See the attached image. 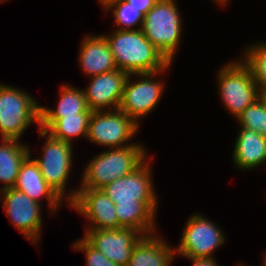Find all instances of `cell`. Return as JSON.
<instances>
[{
	"label": "cell",
	"mask_w": 266,
	"mask_h": 266,
	"mask_svg": "<svg viewBox=\"0 0 266 266\" xmlns=\"http://www.w3.org/2000/svg\"><path fill=\"white\" fill-rule=\"evenodd\" d=\"M70 207L84 215L92 226L85 230L118 229L115 203L101 189H74L66 197Z\"/></svg>",
	"instance_id": "8fae6325"
},
{
	"label": "cell",
	"mask_w": 266,
	"mask_h": 266,
	"mask_svg": "<svg viewBox=\"0 0 266 266\" xmlns=\"http://www.w3.org/2000/svg\"><path fill=\"white\" fill-rule=\"evenodd\" d=\"M175 253L187 258H213L214 250L225 242V235L202 215H192ZM216 248V249H215Z\"/></svg>",
	"instance_id": "9c48e42d"
},
{
	"label": "cell",
	"mask_w": 266,
	"mask_h": 266,
	"mask_svg": "<svg viewBox=\"0 0 266 266\" xmlns=\"http://www.w3.org/2000/svg\"><path fill=\"white\" fill-rule=\"evenodd\" d=\"M81 69L89 76L114 71L117 68L108 41L103 35H88L79 52Z\"/></svg>",
	"instance_id": "2e32d148"
},
{
	"label": "cell",
	"mask_w": 266,
	"mask_h": 266,
	"mask_svg": "<svg viewBox=\"0 0 266 266\" xmlns=\"http://www.w3.org/2000/svg\"><path fill=\"white\" fill-rule=\"evenodd\" d=\"M159 73L129 74L127 76L118 109L125 112L138 124V119L149 114V112L151 113L162 96L164 84L162 81H155L152 77ZM134 75L141 76L144 79L131 82L130 80Z\"/></svg>",
	"instance_id": "30bf717a"
},
{
	"label": "cell",
	"mask_w": 266,
	"mask_h": 266,
	"mask_svg": "<svg viewBox=\"0 0 266 266\" xmlns=\"http://www.w3.org/2000/svg\"><path fill=\"white\" fill-rule=\"evenodd\" d=\"M0 200L12 224L25 238L37 243L40 240L42 217L40 203L14 188L4 189Z\"/></svg>",
	"instance_id": "7c38bea8"
},
{
	"label": "cell",
	"mask_w": 266,
	"mask_h": 266,
	"mask_svg": "<svg viewBox=\"0 0 266 266\" xmlns=\"http://www.w3.org/2000/svg\"><path fill=\"white\" fill-rule=\"evenodd\" d=\"M29 154L20 166L14 189L23 192L32 200L39 202V199L45 198L48 200L49 210L57 211L56 208L61 203V197L50 187L40 172V169L34 159H30Z\"/></svg>",
	"instance_id": "9a60e30c"
},
{
	"label": "cell",
	"mask_w": 266,
	"mask_h": 266,
	"mask_svg": "<svg viewBox=\"0 0 266 266\" xmlns=\"http://www.w3.org/2000/svg\"><path fill=\"white\" fill-rule=\"evenodd\" d=\"M91 113H78L58 119L46 132L53 138L72 143L73 137L81 135L87 138Z\"/></svg>",
	"instance_id": "44dd1931"
},
{
	"label": "cell",
	"mask_w": 266,
	"mask_h": 266,
	"mask_svg": "<svg viewBox=\"0 0 266 266\" xmlns=\"http://www.w3.org/2000/svg\"><path fill=\"white\" fill-rule=\"evenodd\" d=\"M73 249L76 251L81 250L86 253L87 266H119L110 261L103 253L94 248L85 238L76 240L73 245Z\"/></svg>",
	"instance_id": "d4e9b609"
},
{
	"label": "cell",
	"mask_w": 266,
	"mask_h": 266,
	"mask_svg": "<svg viewBox=\"0 0 266 266\" xmlns=\"http://www.w3.org/2000/svg\"><path fill=\"white\" fill-rule=\"evenodd\" d=\"M237 120L240 127L256 131L266 137V102L262 96L249 105Z\"/></svg>",
	"instance_id": "7402d4cb"
},
{
	"label": "cell",
	"mask_w": 266,
	"mask_h": 266,
	"mask_svg": "<svg viewBox=\"0 0 266 266\" xmlns=\"http://www.w3.org/2000/svg\"><path fill=\"white\" fill-rule=\"evenodd\" d=\"M0 144V182H4L1 190L13 188L19 169L25 158L30 154L27 145L19 144L18 139L1 138Z\"/></svg>",
	"instance_id": "ffe728a7"
},
{
	"label": "cell",
	"mask_w": 266,
	"mask_h": 266,
	"mask_svg": "<svg viewBox=\"0 0 266 266\" xmlns=\"http://www.w3.org/2000/svg\"><path fill=\"white\" fill-rule=\"evenodd\" d=\"M193 261V266H218L213 258H187Z\"/></svg>",
	"instance_id": "4316f807"
},
{
	"label": "cell",
	"mask_w": 266,
	"mask_h": 266,
	"mask_svg": "<svg viewBox=\"0 0 266 266\" xmlns=\"http://www.w3.org/2000/svg\"><path fill=\"white\" fill-rule=\"evenodd\" d=\"M138 128L139 124L119 109L92 111L87 140L109 148L130 146L133 143L126 142L135 135Z\"/></svg>",
	"instance_id": "52a82bcc"
},
{
	"label": "cell",
	"mask_w": 266,
	"mask_h": 266,
	"mask_svg": "<svg viewBox=\"0 0 266 266\" xmlns=\"http://www.w3.org/2000/svg\"><path fill=\"white\" fill-rule=\"evenodd\" d=\"M147 163L145 159L133 172L101 189L115 203L118 228L135 229L143 236L155 233L157 211L152 171Z\"/></svg>",
	"instance_id": "6da1fadb"
},
{
	"label": "cell",
	"mask_w": 266,
	"mask_h": 266,
	"mask_svg": "<svg viewBox=\"0 0 266 266\" xmlns=\"http://www.w3.org/2000/svg\"><path fill=\"white\" fill-rule=\"evenodd\" d=\"M261 96L266 102V90L265 91H261Z\"/></svg>",
	"instance_id": "f546056e"
},
{
	"label": "cell",
	"mask_w": 266,
	"mask_h": 266,
	"mask_svg": "<svg viewBox=\"0 0 266 266\" xmlns=\"http://www.w3.org/2000/svg\"><path fill=\"white\" fill-rule=\"evenodd\" d=\"M145 15L159 0H125Z\"/></svg>",
	"instance_id": "484cf974"
},
{
	"label": "cell",
	"mask_w": 266,
	"mask_h": 266,
	"mask_svg": "<svg viewBox=\"0 0 266 266\" xmlns=\"http://www.w3.org/2000/svg\"><path fill=\"white\" fill-rule=\"evenodd\" d=\"M40 124V106L28 93L0 84L1 138L20 139L33 123Z\"/></svg>",
	"instance_id": "8992f818"
},
{
	"label": "cell",
	"mask_w": 266,
	"mask_h": 266,
	"mask_svg": "<svg viewBox=\"0 0 266 266\" xmlns=\"http://www.w3.org/2000/svg\"><path fill=\"white\" fill-rule=\"evenodd\" d=\"M112 8L115 9L114 11H112L114 18L116 19L115 24L119 26V28L117 27V30H136L135 25H138L139 29H141L144 15L133 6H131L128 2H126L125 0L114 2L110 4L105 10L109 11Z\"/></svg>",
	"instance_id": "cb8c5ba5"
},
{
	"label": "cell",
	"mask_w": 266,
	"mask_h": 266,
	"mask_svg": "<svg viewBox=\"0 0 266 266\" xmlns=\"http://www.w3.org/2000/svg\"><path fill=\"white\" fill-rule=\"evenodd\" d=\"M56 110L40 106V124L38 127L47 131L58 119L76 116L78 113H92L87 105L83 90L63 85Z\"/></svg>",
	"instance_id": "e0dca14e"
},
{
	"label": "cell",
	"mask_w": 266,
	"mask_h": 266,
	"mask_svg": "<svg viewBox=\"0 0 266 266\" xmlns=\"http://www.w3.org/2000/svg\"><path fill=\"white\" fill-rule=\"evenodd\" d=\"M120 0H99L100 4L105 7V9L112 3L117 2Z\"/></svg>",
	"instance_id": "83f0119b"
},
{
	"label": "cell",
	"mask_w": 266,
	"mask_h": 266,
	"mask_svg": "<svg viewBox=\"0 0 266 266\" xmlns=\"http://www.w3.org/2000/svg\"><path fill=\"white\" fill-rule=\"evenodd\" d=\"M176 0H159L145 15L141 27L146 38L172 63L181 38V16Z\"/></svg>",
	"instance_id": "277c9868"
},
{
	"label": "cell",
	"mask_w": 266,
	"mask_h": 266,
	"mask_svg": "<svg viewBox=\"0 0 266 266\" xmlns=\"http://www.w3.org/2000/svg\"><path fill=\"white\" fill-rule=\"evenodd\" d=\"M233 160L241 170H250L265 163L266 137L241 127L235 141Z\"/></svg>",
	"instance_id": "d6986e66"
},
{
	"label": "cell",
	"mask_w": 266,
	"mask_h": 266,
	"mask_svg": "<svg viewBox=\"0 0 266 266\" xmlns=\"http://www.w3.org/2000/svg\"><path fill=\"white\" fill-rule=\"evenodd\" d=\"M218 73L221 100L237 119L249 105L261 97L260 88L243 59L230 62Z\"/></svg>",
	"instance_id": "5b68a950"
},
{
	"label": "cell",
	"mask_w": 266,
	"mask_h": 266,
	"mask_svg": "<svg viewBox=\"0 0 266 266\" xmlns=\"http://www.w3.org/2000/svg\"><path fill=\"white\" fill-rule=\"evenodd\" d=\"M144 159L146 150L137 143L104 151L87 164L79 189H102L114 180L133 172Z\"/></svg>",
	"instance_id": "3957f363"
},
{
	"label": "cell",
	"mask_w": 266,
	"mask_h": 266,
	"mask_svg": "<svg viewBox=\"0 0 266 266\" xmlns=\"http://www.w3.org/2000/svg\"><path fill=\"white\" fill-rule=\"evenodd\" d=\"M266 255V254H265ZM264 266H266V256H265V261L263 262Z\"/></svg>",
	"instance_id": "4dcf8cb0"
},
{
	"label": "cell",
	"mask_w": 266,
	"mask_h": 266,
	"mask_svg": "<svg viewBox=\"0 0 266 266\" xmlns=\"http://www.w3.org/2000/svg\"><path fill=\"white\" fill-rule=\"evenodd\" d=\"M175 248L153 234L144 235L133 247L127 266H171Z\"/></svg>",
	"instance_id": "ac0fdd59"
},
{
	"label": "cell",
	"mask_w": 266,
	"mask_h": 266,
	"mask_svg": "<svg viewBox=\"0 0 266 266\" xmlns=\"http://www.w3.org/2000/svg\"><path fill=\"white\" fill-rule=\"evenodd\" d=\"M85 232L84 238L119 266H127L133 247L143 236L139 231L131 228L86 230Z\"/></svg>",
	"instance_id": "4fadbf2b"
},
{
	"label": "cell",
	"mask_w": 266,
	"mask_h": 266,
	"mask_svg": "<svg viewBox=\"0 0 266 266\" xmlns=\"http://www.w3.org/2000/svg\"><path fill=\"white\" fill-rule=\"evenodd\" d=\"M127 76L126 72L119 69L90 76L91 82L83 90L89 109L92 111H102L106 108L117 110L121 103Z\"/></svg>",
	"instance_id": "5bb4252c"
},
{
	"label": "cell",
	"mask_w": 266,
	"mask_h": 266,
	"mask_svg": "<svg viewBox=\"0 0 266 266\" xmlns=\"http://www.w3.org/2000/svg\"><path fill=\"white\" fill-rule=\"evenodd\" d=\"M39 137L47 136L43 149V156L34 159L43 179L62 198L64 197L66 182L72 168V144L56 138L42 129H38Z\"/></svg>",
	"instance_id": "ba28073f"
},
{
	"label": "cell",
	"mask_w": 266,
	"mask_h": 266,
	"mask_svg": "<svg viewBox=\"0 0 266 266\" xmlns=\"http://www.w3.org/2000/svg\"><path fill=\"white\" fill-rule=\"evenodd\" d=\"M103 36L108 41L117 68L128 75L165 72L171 65L139 28L116 29L112 35Z\"/></svg>",
	"instance_id": "7a4b0ae2"
},
{
	"label": "cell",
	"mask_w": 266,
	"mask_h": 266,
	"mask_svg": "<svg viewBox=\"0 0 266 266\" xmlns=\"http://www.w3.org/2000/svg\"><path fill=\"white\" fill-rule=\"evenodd\" d=\"M214 1L223 5V4L227 3L228 0H214Z\"/></svg>",
	"instance_id": "f1b7e54d"
},
{
	"label": "cell",
	"mask_w": 266,
	"mask_h": 266,
	"mask_svg": "<svg viewBox=\"0 0 266 266\" xmlns=\"http://www.w3.org/2000/svg\"><path fill=\"white\" fill-rule=\"evenodd\" d=\"M250 45L245 50L244 62L250 67L260 91L266 90V42Z\"/></svg>",
	"instance_id": "603a6c76"
}]
</instances>
